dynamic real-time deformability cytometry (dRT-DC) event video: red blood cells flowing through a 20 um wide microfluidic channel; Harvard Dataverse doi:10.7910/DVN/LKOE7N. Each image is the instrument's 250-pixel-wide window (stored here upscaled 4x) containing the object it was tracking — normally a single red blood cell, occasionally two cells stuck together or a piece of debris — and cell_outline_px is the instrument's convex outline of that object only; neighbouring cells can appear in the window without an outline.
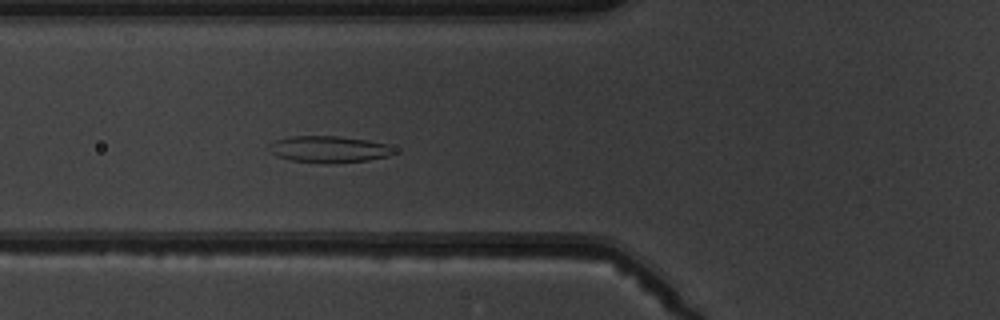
{"species": "common noctule bat (a hibernating species)", "species_latin": "Nyctalus noctula", "temperature_condition": "warm", "stored_images_in_passage": 6, "segment_of_instrument_passage": [1, 2], "camera_frame_rate_fps": 3000, "um_per_image_px": 0.085, "animal": {"sex": "male", "body_mass_g": 19.5, "forearm_length_mm": 54.6}, "frame": {"image": 1, "passage_image": 5, "time_ms": 4.667, "image_size_px": [1000, 320], "cell_outline_px": [[396, 152], [388, 156], [368, 160], [292, 160], [276, 156], [268, 152], [268, 144], [276, 140], [292, 136], [336, 136], [368, 140], [388, 144]], "centroid_in_image_um": [27.92, 12.63], "position_along_channel_um": 97.9, "area_um2": 18.38}}